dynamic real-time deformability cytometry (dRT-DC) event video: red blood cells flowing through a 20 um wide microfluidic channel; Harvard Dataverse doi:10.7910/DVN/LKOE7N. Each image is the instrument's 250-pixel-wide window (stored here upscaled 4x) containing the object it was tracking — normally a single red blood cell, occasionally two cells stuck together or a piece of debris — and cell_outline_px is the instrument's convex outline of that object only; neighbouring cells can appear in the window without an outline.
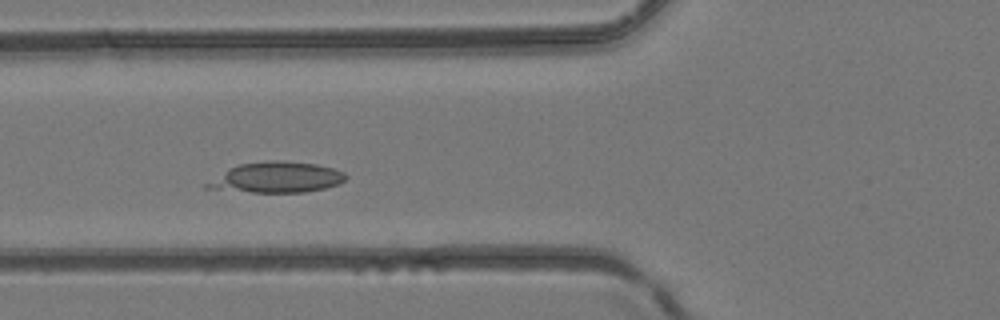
{"species": "common noctule bat (a hibernating species)", "species_latin": "Nyctalus noctula", "temperature_condition": "room temperature", "stored_images_in_passage": 4, "camera_frame_rate_fps": 3000, "um_per_image_px": 0.085, "animal": {"sex": "female", "body_mass_g": 24.6, "forearm_length_mm": 56.2}, "frame": {"image": 1, "passage_image": 4, "time_ms": 1.0, "image_size_px": [1000, 320], "cell_outline_px": [[348, 176], [340, 184], [324, 188], [304, 192], [252, 192], [204, 188], [204, 184], [232, 168], [240, 164], [276, 160], [284, 160], [316, 164], [332, 168], [344, 172]], "centroid_in_image_um": [23.57, 15.08], "position_along_channel_um": 102.2, "area_um2": 24.39}}